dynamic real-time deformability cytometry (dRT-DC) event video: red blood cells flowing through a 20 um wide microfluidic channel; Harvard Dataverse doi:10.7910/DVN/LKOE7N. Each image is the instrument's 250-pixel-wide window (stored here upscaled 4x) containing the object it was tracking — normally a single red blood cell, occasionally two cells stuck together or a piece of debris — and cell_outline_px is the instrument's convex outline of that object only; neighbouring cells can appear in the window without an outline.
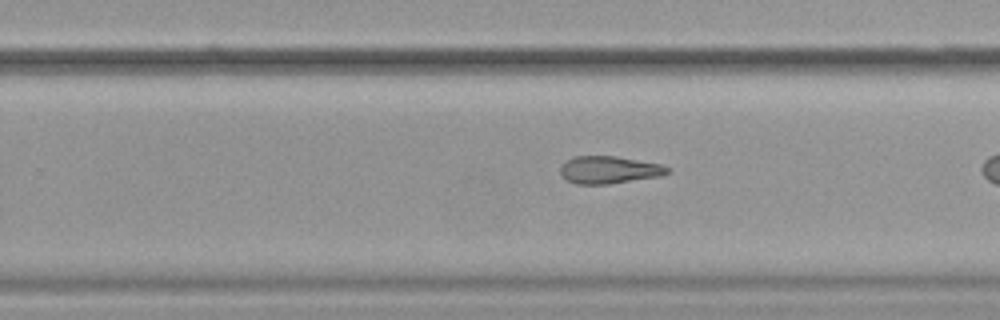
{"species": "common noctule bat (a hibernating species)", "species_latin": "Nyctalus noctula", "temperature_condition": "cold", "stored_images_in_passage": 29, "camera_frame_rate_fps": 3000, "um_per_image_px": 0.085, "animal": {"sex": "female", "body_mass_g": 19.9}, "frame": {"image": 1, "passage_image": 21, "time_ms": 6.667, "image_size_px": [1000, 320], "cell_outline_px": [[672, 172], [660, 176], [608, 184], [576, 184], [568, 180], [560, 172], [560, 168], [572, 156], [616, 156], [660, 164], [672, 168]], "centroid_in_image_um": [51.82, 14.43], "position_along_channel_um": 278.0, "area_um2": 17.05}}
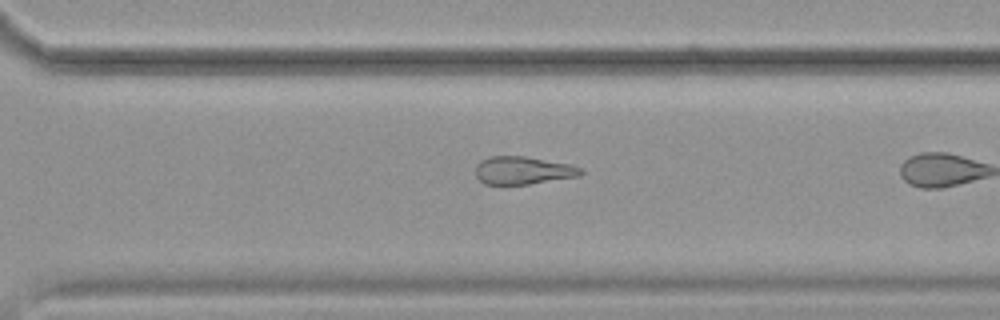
{"frame": {"image": 2, "passage_image": 25, "time_ms": 8.0, "image_size_px": [1000, 320], "cell_outline_px": [[584, 172], [580, 176], [528, 184], [484, 184], [476, 176], [476, 164], [480, 160], [488, 156], [524, 156], [572, 164], [580, 168]], "centroid_in_image_um": [44.45, 14.47], "position_along_channel_um": 326.2, "area_um2": 17.17}}